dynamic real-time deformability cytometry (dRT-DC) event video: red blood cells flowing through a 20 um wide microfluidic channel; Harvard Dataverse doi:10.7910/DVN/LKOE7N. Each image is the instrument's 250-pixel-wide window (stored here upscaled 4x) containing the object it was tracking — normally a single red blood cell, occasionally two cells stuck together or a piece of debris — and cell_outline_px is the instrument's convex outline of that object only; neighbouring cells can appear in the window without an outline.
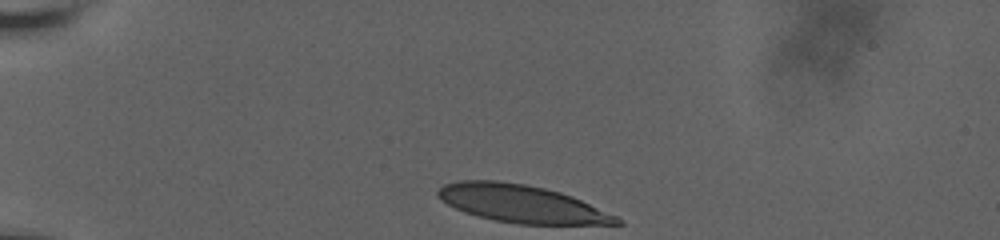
{"species": "human", "species_latin": "Homo sapiens", "temperature_condition": "room temperature", "stored_images_in_passage": 36, "camera_frame_rate_fps": 3000, "um_per_image_px": 0.085, "donor": {"sex": "male"}, "frame": {"image": 1, "passage_image": 1, "time_ms": 0.0, "image_size_px": [1000, 240], "cell_outline_px": [[624, 224], [520, 224], [496, 220], [476, 216], [464, 212], [440, 200], [436, 196], [436, 192], [444, 184], [460, 180], [496, 180], [524, 184], [544, 188], [560, 192], [572, 196], [616, 216], [624, 220]], "centroid_in_image_um": [44.31, 17.31], "position_along_channel_um": 40.7, "area_um2": 39.02}}
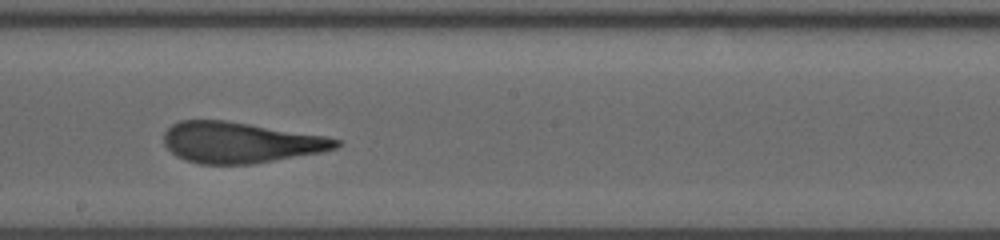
{"frame": {"image": 2, "passage_image": 21, "time_ms": 6.667, "image_size_px": [1000, 240], "cell_outline_px": [[340, 144], [336, 148], [320, 152], [252, 164], [200, 164], [184, 160], [176, 156], [164, 144], [164, 132], [172, 124], [180, 120], [224, 120], [324, 136], [340, 140]], "centroid_in_image_um": [20.37, 12.11], "position_along_channel_um": 227.8, "area_um2": 40.63}}
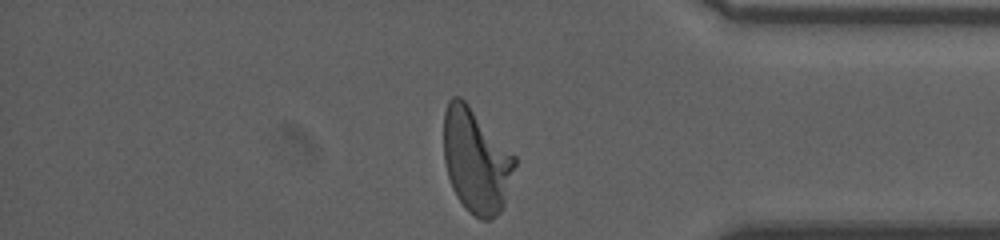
{"frame": {"image": 3, "passage_image": 36, "time_ms": 11.667, "image_size_px": [1000, 240], "cell_outline_px": [[516, 164], [504, 204], [496, 216], [492, 220], [480, 220], [468, 212], [464, 208], [456, 196], [452, 188], [448, 176], [444, 160], [444, 112], [448, 100], [452, 96], [460, 96], [468, 104], [516, 156]], "centroid_in_image_um": [40.46, 13.68], "position_along_channel_um": 394.7, "area_um2": 43.29}, "authors_computed_cell_mechanics": {"area_um2": 41.5293, "velocity_mm_per_s": 3.6521, "shape_relaxation_time_tau1_ms": 6.8095, "shape_relaxation_time_tau2_ms": 1.2447, "deformation_change_tau1": 0.2375, "deformation_change_tau2": 0.1171}}